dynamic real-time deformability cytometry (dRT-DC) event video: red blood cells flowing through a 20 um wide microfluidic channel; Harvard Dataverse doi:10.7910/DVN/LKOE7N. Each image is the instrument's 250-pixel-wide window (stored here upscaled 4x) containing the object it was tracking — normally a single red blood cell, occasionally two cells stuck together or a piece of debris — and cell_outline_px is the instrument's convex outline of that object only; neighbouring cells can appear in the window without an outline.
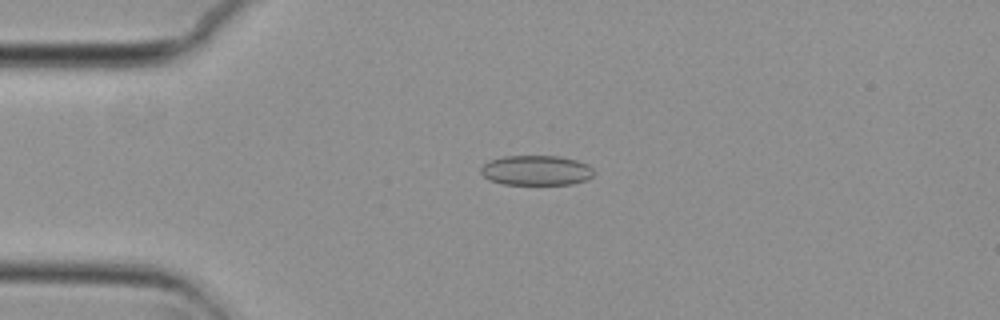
{"species": "common noctule bat (a hibernating species)", "species_latin": "Nyctalus noctula", "temperature_condition": "cold", "stored_images_in_passage": 55, "camera_frame_rate_fps": 3000, "um_per_image_px": 0.085, "animal": {"sex": "female", "body_mass_g": 29.2, "forearm_length_mm": 56.3}, "frame": {"image": 1, "passage_image": 13, "time_ms": 4.0, "image_size_px": [1000, 320], "cell_outline_px": [[596, 172], [588, 180], [572, 184], [504, 184], [488, 180], [480, 172], [480, 168], [488, 160], [504, 156], [560, 156], [576, 160], [588, 164]], "centroid_in_image_um": [45.59, 14.48], "position_along_channel_um": 39.4, "area_um2": 19.94}}
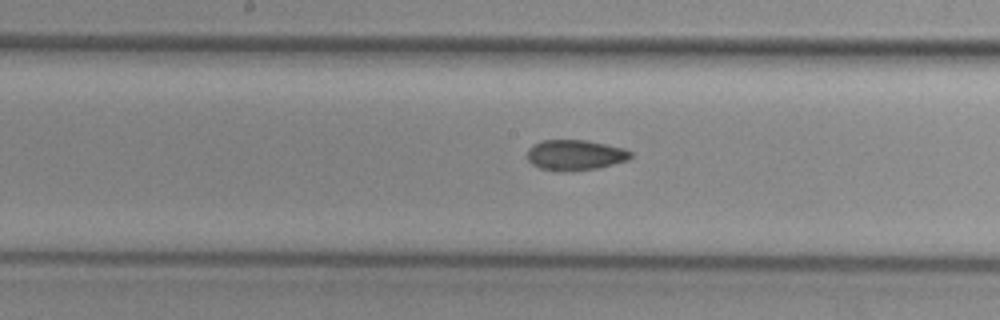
{"frame": {"image": 2, "passage_image": 28, "time_ms": 9.0, "image_size_px": [1000, 320], "cell_outline_px": [[632, 156], [628, 160], [600, 168], [560, 172], [556, 172], [540, 168], [532, 164], [528, 160], [528, 148], [532, 144], [544, 140], [588, 140], [624, 148], [632, 152]], "centroid_in_image_um": [48.89, 13.18], "position_along_channel_um": 199.3, "area_um2": 18.61}}
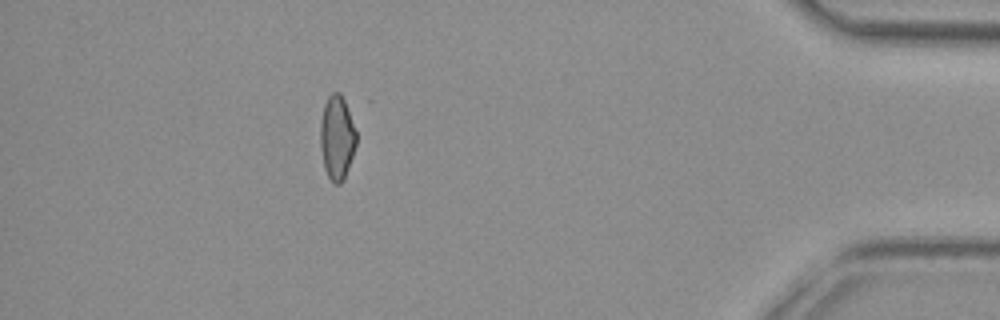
{"frame": {"image": 3, "passage_image": 49, "time_ms": 16.0, "image_size_px": [1000, 320], "cell_outline_px": [[356, 144], [344, 180], [340, 184], [332, 184], [324, 168], [320, 144], [320, 120], [324, 104], [328, 96], [332, 92], [340, 92], [344, 100], [356, 132]], "centroid_in_image_um": [28.62, 11.71], "position_along_channel_um": 406.6, "area_um2": 17.63}, "authors_computed_cell_mechanics": {"area_um2": 18.3804, "velocity_mm_per_s": 3.7514, "shape_relaxation_time_tau1_ms": null, "shape_relaxation_time_tau2_ms": 4.8393, "deformation_change_tau1": null, "deformation_change_tau2": 0.0976}}